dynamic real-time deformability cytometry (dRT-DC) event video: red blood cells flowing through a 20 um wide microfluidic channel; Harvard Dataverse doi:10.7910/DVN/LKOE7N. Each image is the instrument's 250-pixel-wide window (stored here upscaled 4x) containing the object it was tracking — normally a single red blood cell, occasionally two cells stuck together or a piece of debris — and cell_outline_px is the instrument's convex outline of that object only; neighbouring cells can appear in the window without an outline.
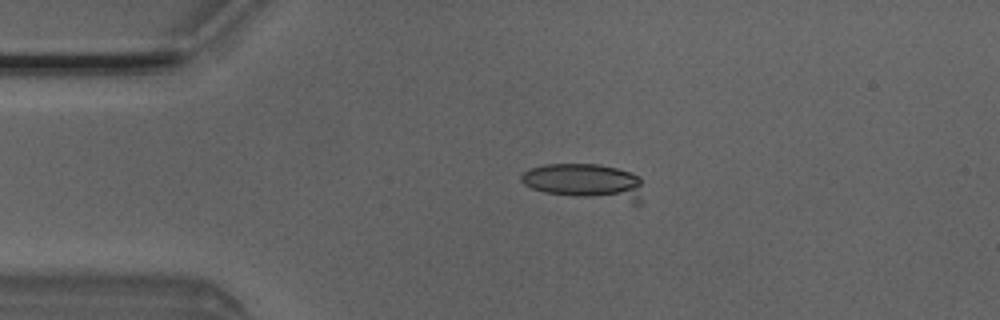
{"species": "Egyptian fruit bat (a non-hibernating species)", "species_latin": "Rousettus aegyptiacus", "temperature_condition": "room temperature", "stored_images_in_passage": 5, "camera_frame_rate_fps": 3000, "um_per_image_px": 0.085, "animal": {"sex": "male"}, "frame": {"image": 1, "passage_image": 4, "time_ms": 1.0, "image_size_px": [1000, 320], "cell_outline_px": [[640, 204], [636, 208], [544, 192], [532, 188], [524, 184], [520, 180], [520, 176], [528, 168], [544, 164], [600, 164], [616, 168], [640, 176]], "centroid_in_image_um": [49.81, 15.53], "position_along_channel_um": 35.2, "area_um2": 26.88}}